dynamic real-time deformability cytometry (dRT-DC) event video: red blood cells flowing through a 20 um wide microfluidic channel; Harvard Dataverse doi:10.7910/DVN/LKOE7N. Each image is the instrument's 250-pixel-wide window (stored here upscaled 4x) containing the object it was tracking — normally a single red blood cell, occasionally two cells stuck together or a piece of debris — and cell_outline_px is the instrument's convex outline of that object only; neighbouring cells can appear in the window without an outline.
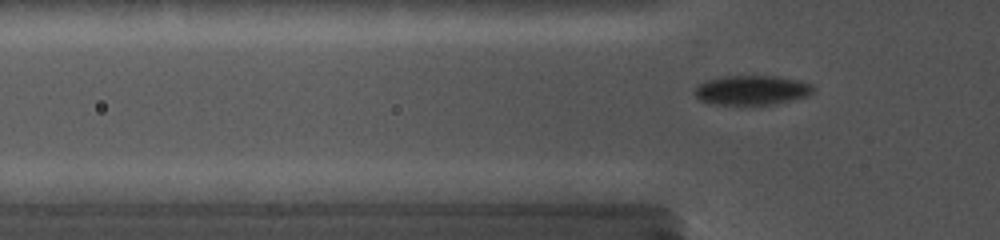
{"species": "common noctule bat (a hibernating species)", "species_latin": "Nyctalus noctula", "temperature_condition": "cold", "stored_images_in_passage": 44, "camera_frame_rate_fps": 5000, "um_per_image_px": 0.085, "animal": {"sex": "female", "body_mass_g": 19.0, "forearm_length_mm": 56.7}, "frame": {"image": 1, "passage_image": 15, "time_ms": 5.2, "image_size_px": [1000, 240], "cell_outline_px": [[816, 88], [812, 92], [804, 96], [776, 104], [716, 104], [700, 100], [692, 92], [704, 80], [720, 76], [776, 76], [800, 80], [812, 84]], "centroid_in_image_um": [63.89, 7.64], "position_along_channel_um": 61.9, "area_um2": 20.35}}
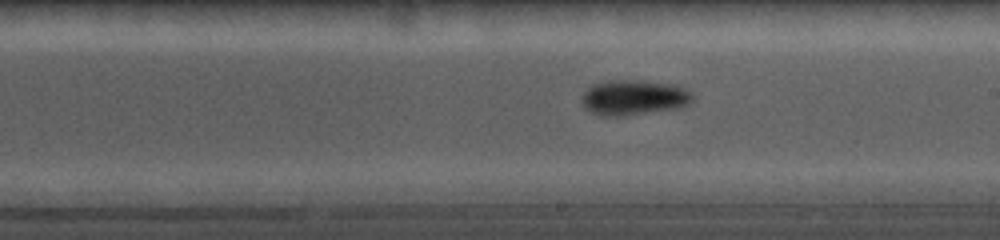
{"frame": {"image": 2, "passage_image": 27, "time_ms": 9.8, "image_size_px": [1000, 240], "cell_outline_px": [[692, 100], [688, 104], [680, 108], [624, 116], [600, 116], [584, 108], [580, 100], [584, 92], [592, 84], [608, 80], [636, 80], [672, 84], [684, 88], [692, 92]], "centroid_in_image_um": [53.84, 8.3], "position_along_channel_um": 235.2, "area_um2": 22.95}}
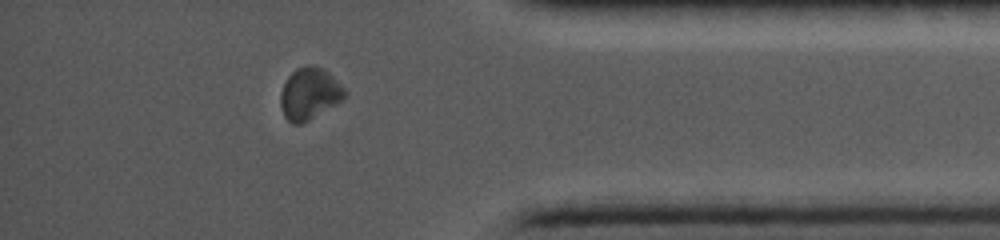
{"frame": {"image": 3, "passage_image": 39, "time_ms": 14.6, "image_size_px": [1000, 240], "cell_outline_px": [[348, 96], [308, 120], [300, 124], [292, 124], [284, 116], [280, 104], [280, 92], [288, 76], [296, 68], [312, 64], [328, 72], [348, 92]], "centroid_in_image_um": [26.29, 7.96], "position_along_channel_um": 408.9, "area_um2": 19.19}}